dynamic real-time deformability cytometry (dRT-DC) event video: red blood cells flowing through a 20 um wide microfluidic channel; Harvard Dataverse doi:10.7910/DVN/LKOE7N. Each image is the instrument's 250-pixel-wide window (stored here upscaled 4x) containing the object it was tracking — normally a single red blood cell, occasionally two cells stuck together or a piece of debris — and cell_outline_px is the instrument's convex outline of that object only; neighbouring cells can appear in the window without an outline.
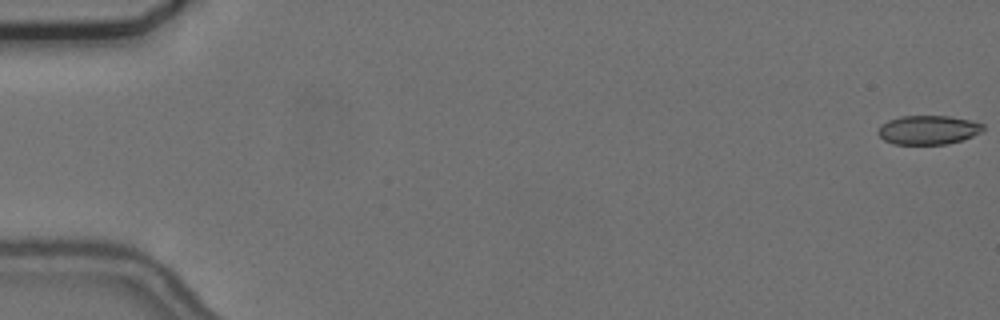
{"species": "common noctule bat (a hibernating species)", "species_latin": "Nyctalus noctula", "temperature_condition": "cold", "stored_images_in_passage": 57, "camera_frame_rate_fps": 3000, "um_per_image_px": 0.085, "animal": {"sex": "female", "body_mass_g": 24.6, "forearm_length_mm": 56.2}, "frame": {"image": 1, "passage_image": 1, "time_ms": 0.0, "image_size_px": [1000, 320], "cell_outline_px": [[984, 128], [980, 132], [964, 140], [948, 144], [892, 144], [884, 140], [876, 132], [880, 124], [888, 120], [900, 116], [948, 116], [972, 120], [984, 124]], "centroid_in_image_um": [78.88, 11.04], "position_along_channel_um": 6.1, "area_um2": 17.98}}
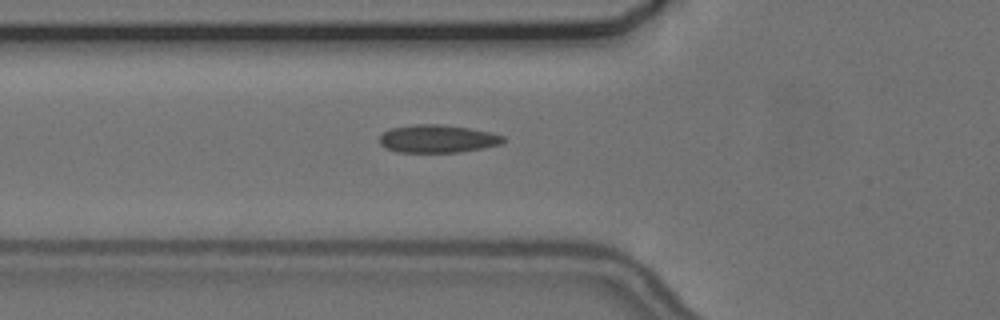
{"frame": {"image": 2, "passage_image": 21, "time_ms": 6.667, "image_size_px": [1000, 320], "cell_outline_px": [[504, 140], [500, 144], [480, 148], [456, 152], [396, 152], [384, 148], [380, 144], [380, 136], [384, 132], [392, 128], [412, 124], [444, 124], [492, 132], [504, 136]], "centroid_in_image_um": [37.16, 11.79], "position_along_channel_um": 88.6, "area_um2": 20.06}}
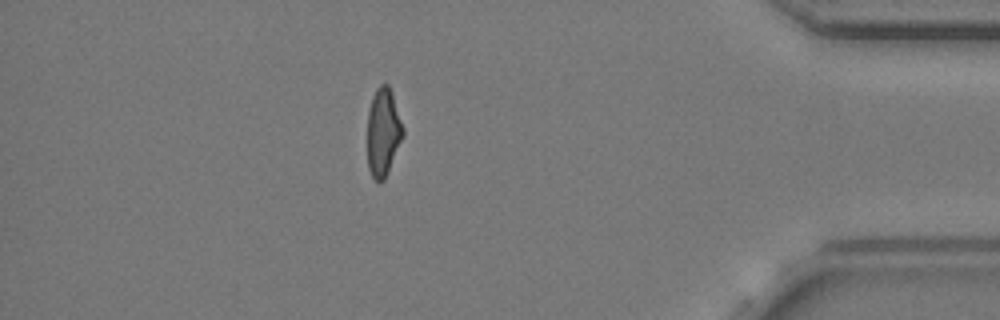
{"frame": {"image": 3, "passage_image": 50, "time_ms": 16.333, "image_size_px": [1000, 320], "cell_outline_px": [[404, 136], [388, 172], [384, 180], [380, 184], [372, 176], [368, 168], [368, 112], [372, 96], [376, 88], [380, 84], [388, 84], [392, 92], [404, 128]], "centroid_in_image_um": [32.58, 11.23], "position_along_channel_um": 402.6, "area_um2": 18.44}, "authors_computed_cell_mechanics": {"area_um2": 19.1318, "velocity_mm_per_s": 3.6667, "shape_relaxation_time_tau1_ms": null, "shape_relaxation_time_tau2_ms": 1.2951, "deformation_change_tau1": null, "deformation_change_tau2": 0.0714}}